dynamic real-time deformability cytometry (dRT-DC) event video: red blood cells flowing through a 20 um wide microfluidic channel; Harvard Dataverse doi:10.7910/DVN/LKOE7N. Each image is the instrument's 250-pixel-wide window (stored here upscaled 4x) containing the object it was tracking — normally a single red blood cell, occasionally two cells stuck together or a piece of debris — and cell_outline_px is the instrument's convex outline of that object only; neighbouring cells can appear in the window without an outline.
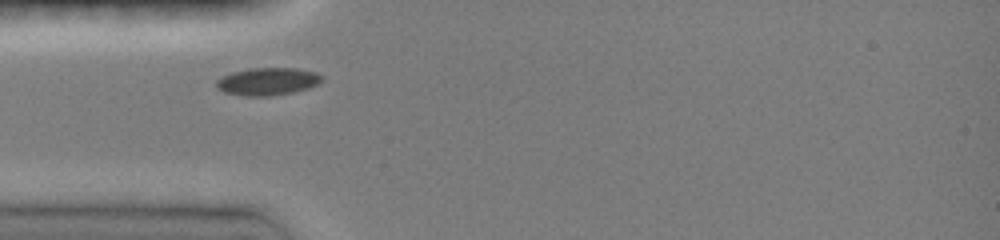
{"species": "common noctule bat (a hibernating species)", "species_latin": "Nyctalus noctula", "temperature_condition": "room temperature", "stored_images_in_passage": 51, "camera_frame_rate_fps": 3000, "um_per_image_px": 0.085, "animal": {"sex": "female", "body_mass_g": 19.0, "forearm_length_mm": 51.5}, "frame": {"image": 1, "passage_image": 1, "time_ms": 0.0, "image_size_px": [1000, 240], "cell_outline_px": [[324, 80], [308, 88], [292, 92], [268, 96], [244, 96], [224, 92], [216, 88], [216, 80], [232, 72], [248, 68], [296, 68], [316, 72]], "centroid_in_image_um": [22.72, 6.92], "position_along_channel_um": 62.3, "area_um2": 16.88}}
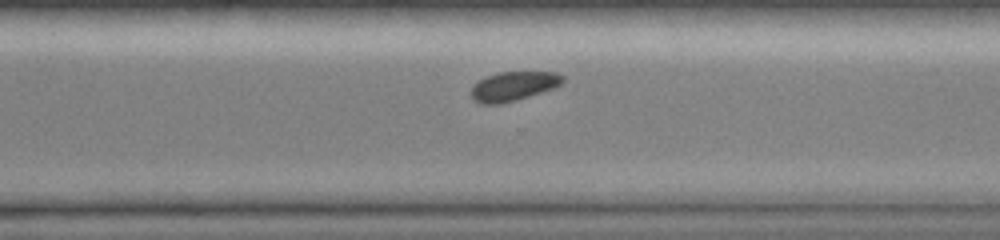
{"frame": {"image": 2, "passage_image": 42, "time_ms": 6.667, "image_size_px": [1000, 240], "cell_outline_px": [[564, 80], [560, 84], [552, 88], [516, 100], [500, 104], [480, 104], [472, 100], [472, 88], [480, 80], [488, 76], [500, 72], [556, 72], [564, 76]], "centroid_in_image_um": [43.64, 7.33], "position_along_channel_um": 327.0, "area_um2": 15.32}}
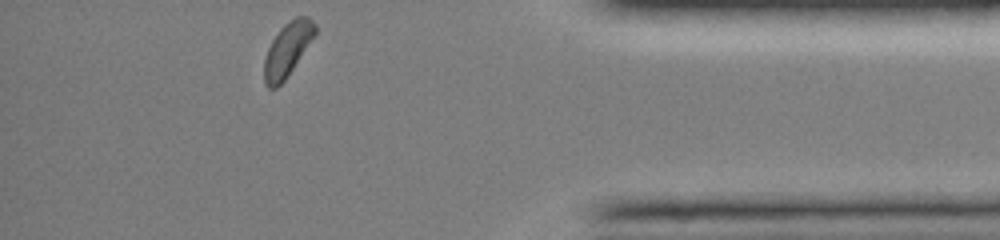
{"frame": {"image": 3, "passage_image": 51, "time_ms": 9.333, "image_size_px": [1000, 240], "cell_outline_px": [[316, 32], [284, 80], [276, 88], [268, 88], [264, 84], [264, 60], [268, 48], [272, 40], [280, 28], [284, 24], [296, 16], [308, 16], [316, 24]], "centroid_in_image_um": [24.41, 4.18], "position_along_channel_um": 410.8, "area_um2": 15.55}}